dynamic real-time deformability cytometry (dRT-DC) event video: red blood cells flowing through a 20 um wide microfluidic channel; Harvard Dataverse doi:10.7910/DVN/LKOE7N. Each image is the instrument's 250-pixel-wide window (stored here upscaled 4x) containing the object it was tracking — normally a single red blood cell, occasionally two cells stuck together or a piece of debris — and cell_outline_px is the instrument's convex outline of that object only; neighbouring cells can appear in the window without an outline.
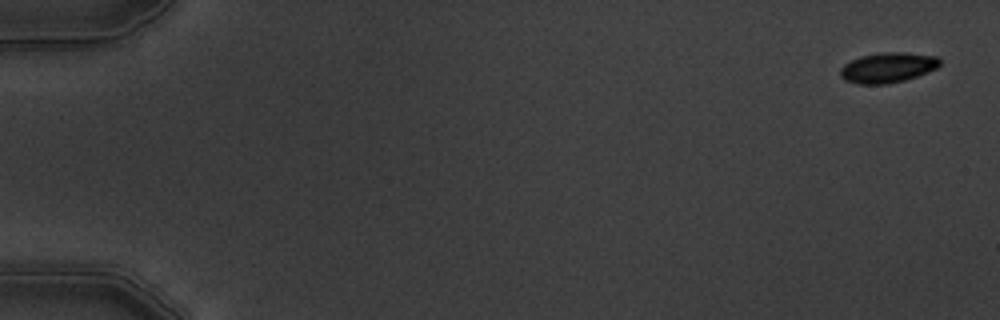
{"species": "common noctule bat (a hibernating species)", "species_latin": "Nyctalus noctula", "temperature_condition": "warm", "stored_images_in_passage": 8, "camera_frame_rate_fps": 3000, "um_per_image_px": 0.085, "animal": {"sex": "male", "body_mass_g": 19.5, "forearm_length_mm": 54.6}, "frame": {"image": 1, "passage_image": 1, "time_ms": 0.0, "image_size_px": [1000, 320], "cell_outline_px": [[940, 64], [936, 68], [928, 72], [904, 80], [888, 84], [856, 84], [844, 80], [840, 76], [840, 68], [844, 64], [860, 56], [880, 52], [904, 52], [936, 56], [940, 60]], "centroid_in_image_um": [75.43, 5.74], "position_along_channel_um": 9.6, "area_um2": 17.57}}
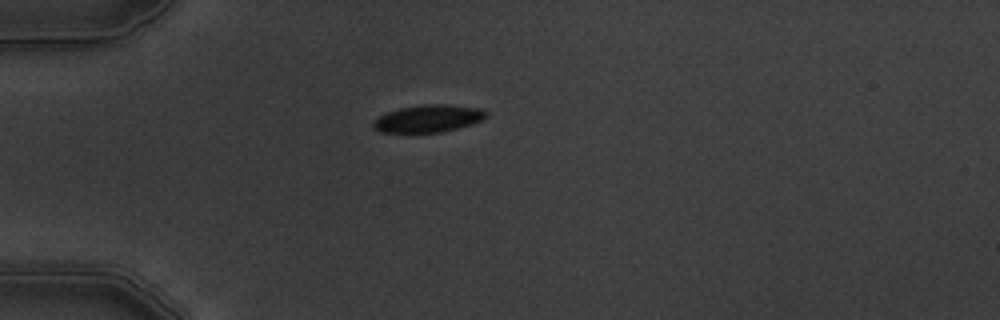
{"frame": {"image": 2, "passage_image": 5, "time_ms": 4.667, "image_size_px": [1000, 320], "cell_outline_px": [[488, 116], [480, 120], [456, 128], [440, 132], [380, 132], [372, 128], [372, 124], [384, 112], [400, 108], [420, 104], [444, 104], [484, 108], [488, 112]], "centroid_in_image_um": [36.39, 10.05], "position_along_channel_um": 48.6, "area_um2": 17.98}}